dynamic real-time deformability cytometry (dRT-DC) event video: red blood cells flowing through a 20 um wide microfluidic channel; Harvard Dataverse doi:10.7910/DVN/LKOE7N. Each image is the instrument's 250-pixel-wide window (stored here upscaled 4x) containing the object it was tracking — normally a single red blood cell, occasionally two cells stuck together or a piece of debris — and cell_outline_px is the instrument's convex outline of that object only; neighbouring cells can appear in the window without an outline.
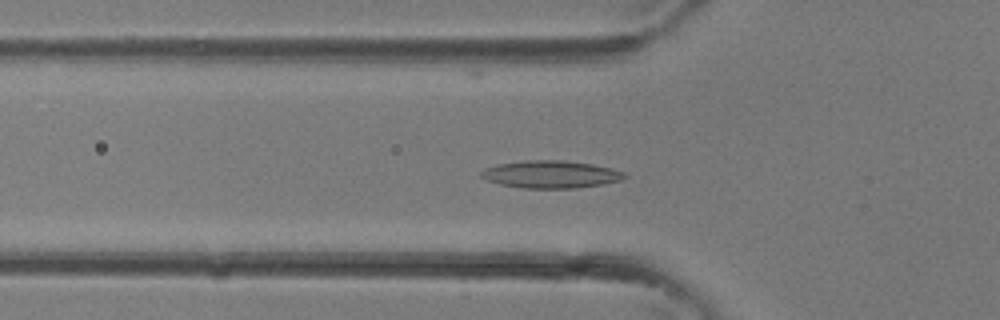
{"species": "common noctule bat (a hibernating species)", "species_latin": "Nyctalus noctula", "temperature_condition": "room temperature", "stored_images_in_passage": 28, "segment_of_instrument_passage": [1, 2], "camera_frame_rate_fps": 3000, "um_per_image_px": 0.085, "animal": {"sex": "female"}, "frame": {"image": 1, "passage_image": 3, "time_ms": 0.667, "image_size_px": [1000, 320], "cell_outline_px": [[628, 176], [620, 180], [600, 184], [576, 188], [524, 188], [500, 184], [488, 180], [480, 176], [480, 172], [484, 168], [496, 164], [524, 160], [564, 160], [592, 164], [624, 172]], "centroid_in_image_um": [46.77, 14.81], "position_along_channel_um": 79.0, "area_um2": 22.83}}
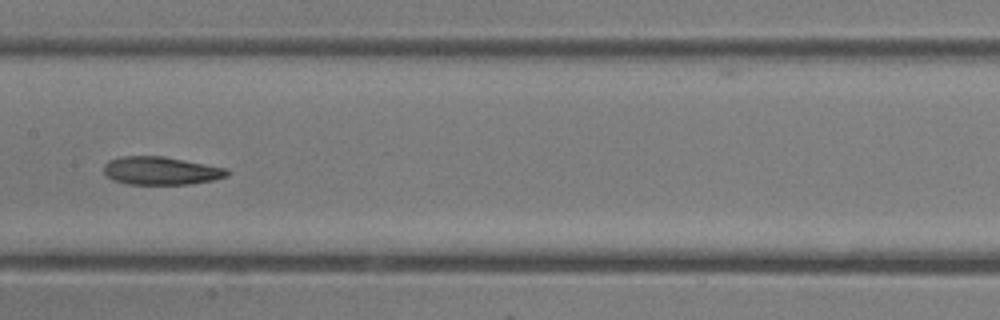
{"frame": {"image": 2, "passage_image": 9, "time_ms": 2.667, "image_size_px": [1000, 320], "cell_outline_px": [[232, 172], [228, 176], [212, 180], [188, 184], [128, 184], [112, 180], [104, 172], [104, 164], [108, 160], [120, 156], [164, 156], [228, 168]], "centroid_in_image_um": [13.7, 14.5], "position_along_channel_um": 193.7, "area_um2": 20.35}}
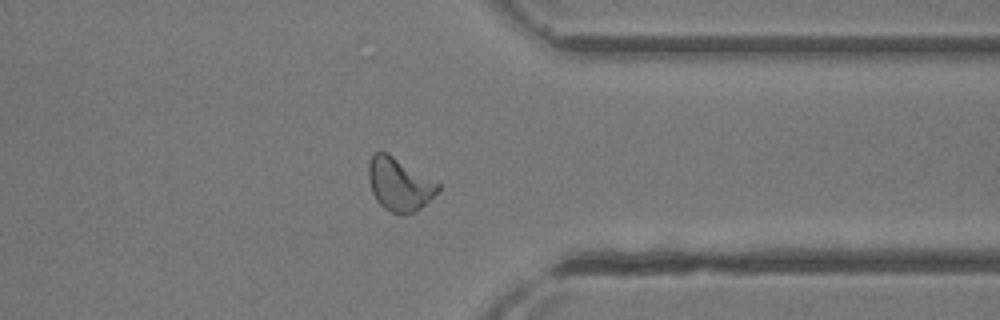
{"frame": {"image": 3, "passage_image": 19, "time_ms": 6.0, "image_size_px": [1000, 320], "cell_outline_px": [[440, 188], [420, 208], [404, 216], [392, 212], [384, 208], [376, 200], [372, 192], [368, 180], [368, 164], [372, 156], [376, 152], [388, 152], [440, 184]], "centroid_in_image_um": [33.91, 15.66], "position_along_channel_um": 377.5, "area_um2": 21.27}}